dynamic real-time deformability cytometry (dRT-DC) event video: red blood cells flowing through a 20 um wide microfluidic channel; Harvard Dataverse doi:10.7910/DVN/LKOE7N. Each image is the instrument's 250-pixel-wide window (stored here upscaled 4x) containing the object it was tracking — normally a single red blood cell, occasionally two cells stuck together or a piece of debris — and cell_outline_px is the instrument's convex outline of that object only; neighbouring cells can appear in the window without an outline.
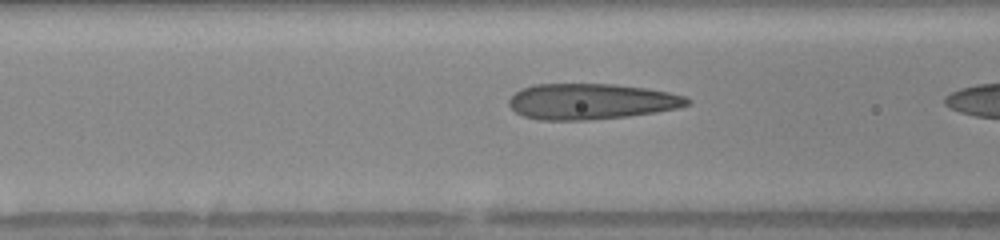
{"species": "human", "species_latin": "Homo sapiens", "temperature_condition": "warm", "stored_images_in_passage": 19, "camera_frame_rate_fps": 3000, "um_per_image_px": 0.085, "donor": {"sex": "female"}, "frame": {"image": 1, "passage_image": 18, "time_ms": 5.667, "image_size_px": [1000, 240], "cell_outline_px": [[692, 100], [688, 104], [676, 108], [656, 112], [628, 116], [588, 120], [540, 120], [524, 116], [516, 112], [508, 104], [508, 100], [520, 88], [536, 84], [612, 84], [644, 88], [668, 92], [684, 96]], "centroid_in_image_um": [50.22, 8.62], "position_along_channel_um": 116.4, "area_um2": 37.05}}